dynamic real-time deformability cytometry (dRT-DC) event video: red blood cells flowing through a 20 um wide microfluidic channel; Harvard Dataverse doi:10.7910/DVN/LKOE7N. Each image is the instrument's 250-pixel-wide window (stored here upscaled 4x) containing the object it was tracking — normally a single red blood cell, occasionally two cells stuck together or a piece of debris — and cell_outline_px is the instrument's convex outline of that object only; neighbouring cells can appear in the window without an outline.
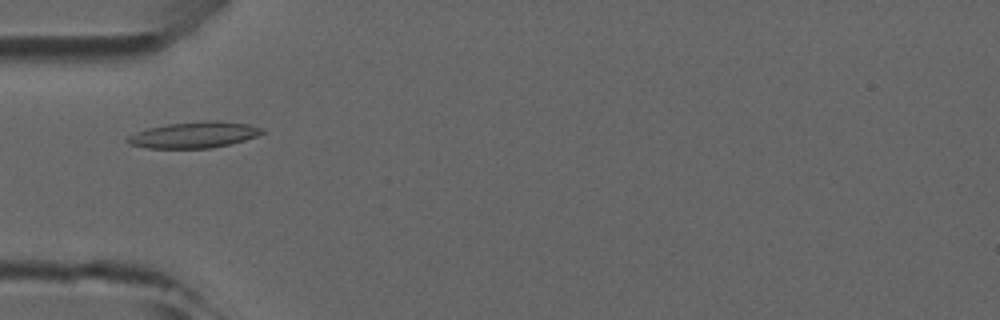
{"species": "common noctule bat (a hibernating species)", "species_latin": "Nyctalus noctula", "temperature_condition": "room temperature", "stored_images_in_passage": 7, "camera_frame_rate_fps": 3000, "um_per_image_px": 0.085, "animal": {"sex": "male", "forearm_length_mm": 52.5}, "frame": {"image": 1, "passage_image": 5, "time_ms": 4.667, "image_size_px": [1000, 320], "cell_outline_px": [[268, 132], [244, 140], [212, 148], [148, 148], [128, 144], [124, 140], [128, 136], [136, 132], [148, 128], [168, 124], [204, 120], [220, 120], [248, 124], [264, 128]], "centroid_in_image_um": [16.52, 11.45], "position_along_channel_um": 68.5, "area_um2": 20.69}}
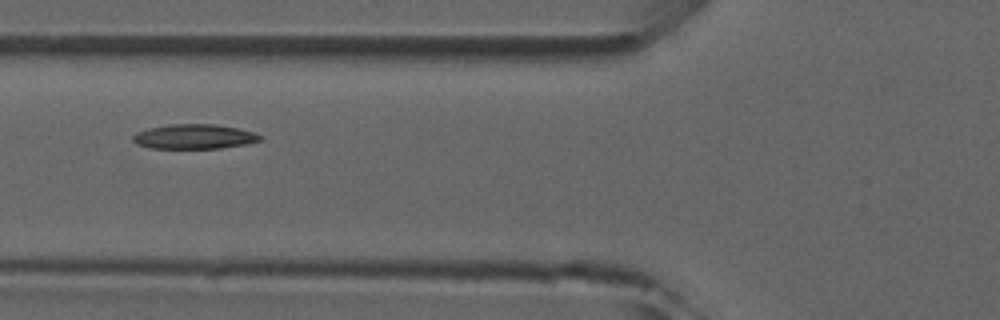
{"frame": {"image": 2, "passage_image": 6, "time_ms": 5.667, "image_size_px": [1000, 320], "cell_outline_px": [[260, 140], [244, 144], [220, 148], [148, 148], [136, 144], [132, 140], [132, 136], [136, 132], [148, 128], [168, 124], [216, 124], [236, 128], [252, 132], [260, 136]], "centroid_in_image_um": [16.41, 11.61], "position_along_channel_um": 109.4, "area_um2": 18.15}}
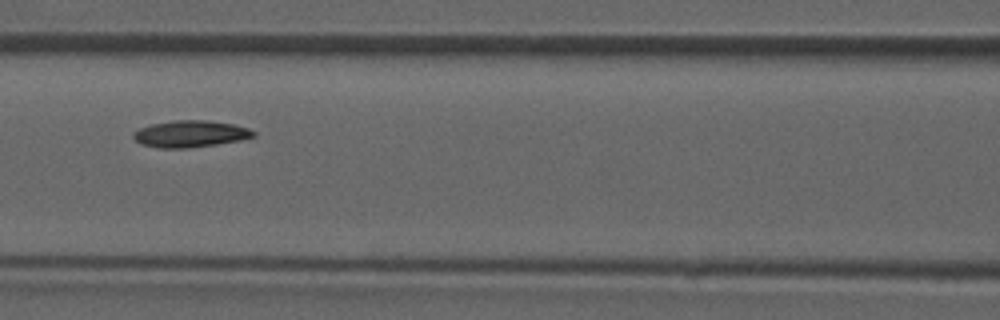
{"frame": {"image": 3, "passage_image": 7, "time_ms": 6.667, "image_size_px": [1000, 320], "cell_outline_px": [[256, 136], [240, 140], [216, 144], [188, 148], [160, 148], [140, 144], [132, 136], [132, 132], [140, 128], [152, 124], [176, 120], [208, 120], [232, 124], [248, 128], [256, 132]], "centroid_in_image_um": [16.17, 11.38], "position_along_channel_um": 150.4, "area_um2": 18.67}}